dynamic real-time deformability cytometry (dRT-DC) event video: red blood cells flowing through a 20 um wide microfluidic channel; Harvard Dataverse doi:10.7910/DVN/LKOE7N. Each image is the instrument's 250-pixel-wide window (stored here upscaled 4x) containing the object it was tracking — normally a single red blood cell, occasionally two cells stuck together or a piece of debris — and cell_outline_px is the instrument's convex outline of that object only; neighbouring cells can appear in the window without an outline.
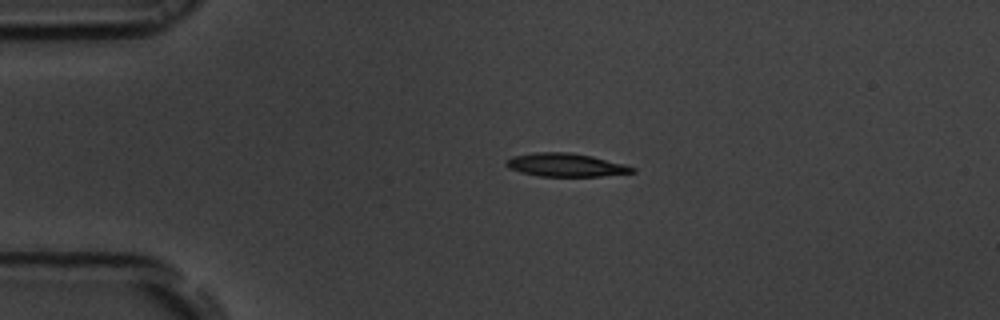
{"species": "common noctule bat (a hibernating species)", "species_latin": "Nyctalus noctula", "temperature_condition": "room temperature", "stored_images_in_passage": 53, "camera_frame_rate_fps": 3000, "um_per_image_px": 0.085, "animal": {"sex": "male", "body_mass_g": 19.5, "forearm_length_mm": 54.6}, "frame": {"image": 1, "passage_image": 11, "time_ms": 3.333, "image_size_px": [1000, 320], "cell_outline_px": [[636, 172], [600, 176], [540, 176], [520, 172], [508, 168], [504, 164], [504, 160], [512, 156], [536, 152], [572, 152], [592, 156], [624, 164], [636, 168]], "centroid_in_image_um": [48.05, 14.01], "position_along_channel_um": 37.0, "area_um2": 17.22}}
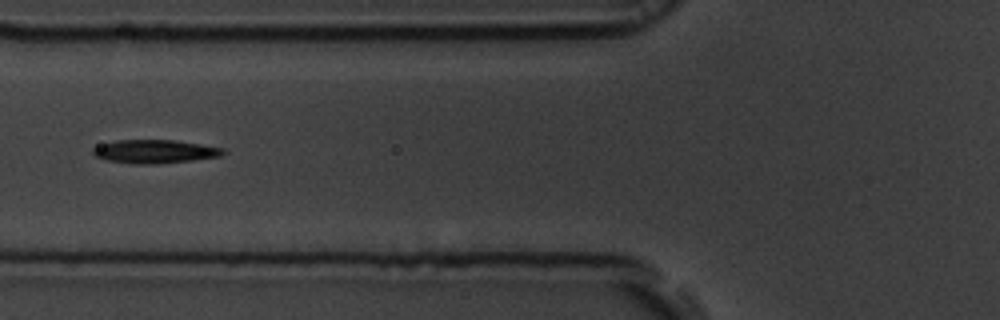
{"frame": {"image": 2, "passage_image": 20, "time_ms": 6.333, "image_size_px": [1000, 320], "cell_outline_px": [[228, 152], [220, 156], [192, 160], [156, 164], [132, 164], [108, 160], [96, 156], [92, 152], [92, 148], [116, 140], [176, 140], [224, 148]], "centroid_in_image_um": [13.2, 12.88], "position_along_channel_um": 112.6, "area_um2": 17.74}}
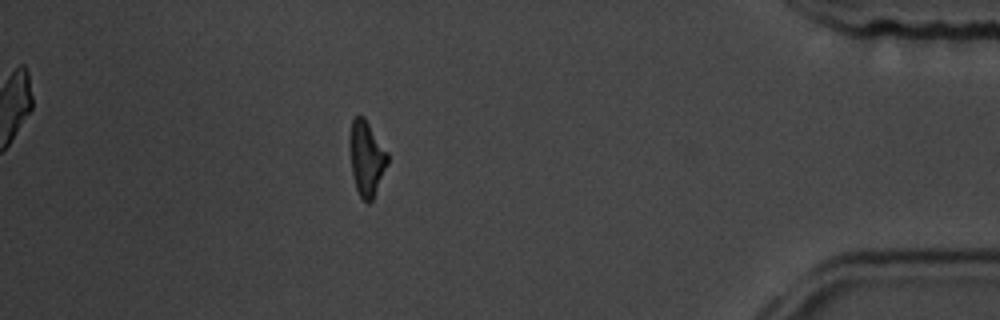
{"frame": {"image": 3, "passage_image": 47, "time_ms": 15.333, "image_size_px": [1000, 320], "cell_outline_px": [[388, 164], [372, 200], [368, 204], [360, 196], [356, 188], [352, 172], [348, 148], [348, 136], [352, 120], [356, 116], [364, 116], [388, 152]], "centroid_in_image_um": [31.13, 13.41], "position_along_channel_um": 404.1, "area_um2": 16.76}, "authors_computed_cell_mechanics": {"area_um2": 17.2822, "velocity_mm_per_s": 3.7432, "shape_relaxation_time_tau1_ms": 2.9618, "shape_relaxation_time_tau2_ms": 6.7976, "deformation_change_tau1": 0.168, "deformation_change_tau2": 0.1379}}